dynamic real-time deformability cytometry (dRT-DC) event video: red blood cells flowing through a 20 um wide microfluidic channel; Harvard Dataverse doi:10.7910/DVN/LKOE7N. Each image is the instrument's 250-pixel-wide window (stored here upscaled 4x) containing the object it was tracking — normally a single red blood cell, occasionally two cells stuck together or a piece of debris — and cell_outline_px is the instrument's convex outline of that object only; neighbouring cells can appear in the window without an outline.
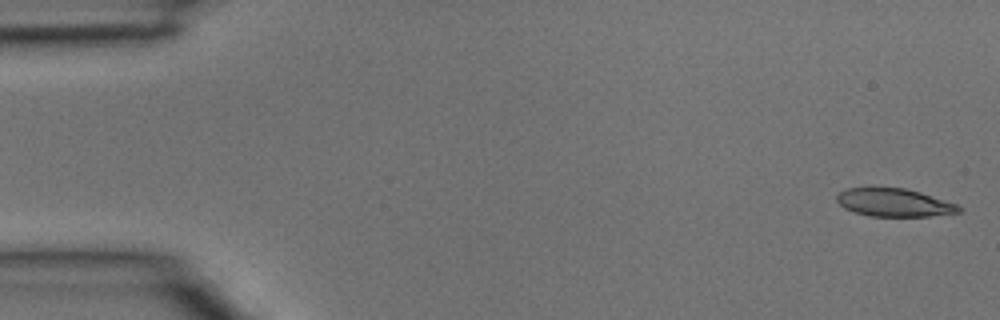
{"species": "common noctule bat (a hibernating species)", "species_latin": "Nyctalus noctula", "temperature_condition": "room temperature", "stored_images_in_passage": 40, "camera_frame_rate_fps": 3000, "um_per_image_px": 0.085, "animal": {"sex": "male", "body_mass_g": 15.6}, "frame": {"image": 1, "passage_image": 1, "time_ms": 0.0, "image_size_px": [1000, 320], "cell_outline_px": [[964, 208], [960, 212], [928, 216], [868, 216], [844, 208], [836, 200], [836, 196], [840, 192], [848, 188], [904, 188], [920, 192], [956, 204]], "centroid_in_image_um": [76.0, 17.22], "position_along_channel_um": 9.0, "area_um2": 19.71}}
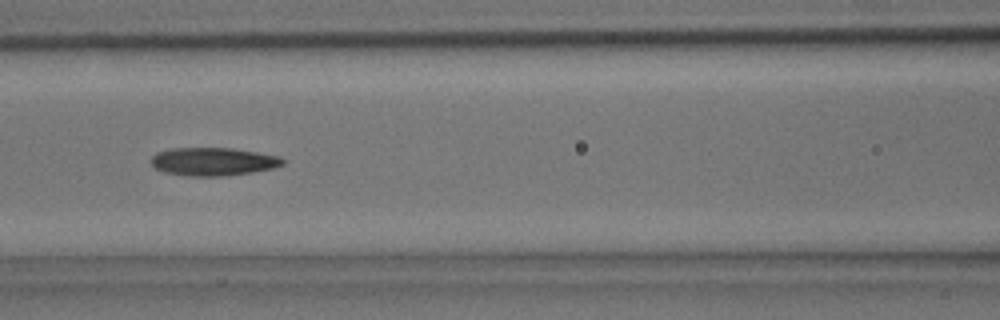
{"frame": {"image": 2, "passage_image": 17, "time_ms": 5.333, "image_size_px": [1000, 320], "cell_outline_px": [[288, 160], [284, 164], [272, 168], [252, 172], [220, 176], [188, 176], [164, 172], [156, 168], [148, 160], [156, 152], [168, 148], [232, 148], [280, 156]], "centroid_in_image_um": [18.1, 13.72], "position_along_channel_um": 148.5, "area_um2": 21.73}}
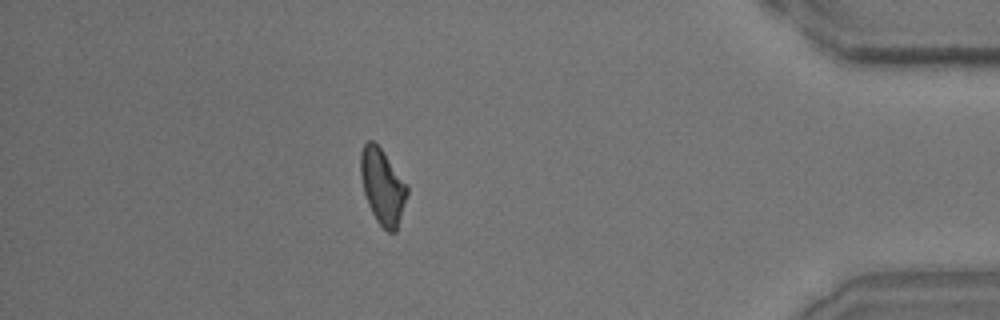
{"frame": {"image": 3, "passage_image": 35, "time_ms": 11.333, "image_size_px": [1000, 320], "cell_outline_px": [[408, 192], [396, 232], [388, 232], [376, 220], [368, 204], [364, 192], [360, 176], [360, 152], [364, 144], [368, 140], [372, 140], [380, 148], [408, 184]], "centroid_in_image_um": [32.51, 15.84], "position_along_channel_um": 402.7, "area_um2": 20.35}}